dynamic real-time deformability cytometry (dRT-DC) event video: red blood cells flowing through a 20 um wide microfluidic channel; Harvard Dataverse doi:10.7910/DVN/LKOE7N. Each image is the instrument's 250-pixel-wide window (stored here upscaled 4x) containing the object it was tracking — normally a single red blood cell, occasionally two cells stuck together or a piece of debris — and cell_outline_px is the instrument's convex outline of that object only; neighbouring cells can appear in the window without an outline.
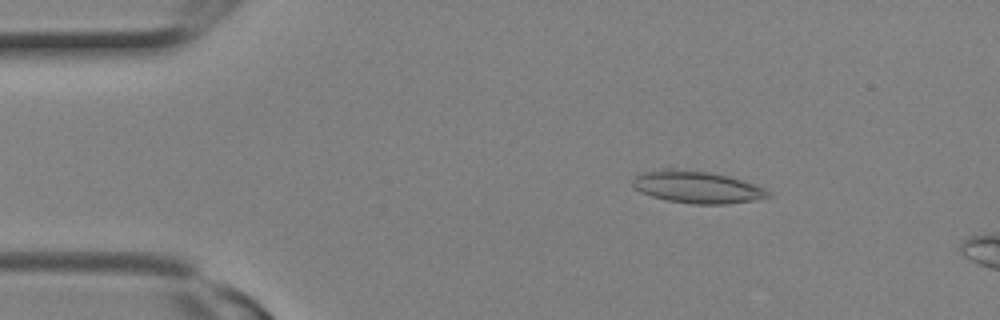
{"species": "Egyptian fruit bat (a non-hibernating species)", "species_latin": "Rousettus aegyptiacus", "temperature_condition": "room temperature", "stored_images_in_passage": 5, "camera_frame_rate_fps": 3000, "um_per_image_px": 0.085, "animal": {"sex": "female"}, "frame": {"image": 1, "passage_image": 2, "time_ms": 0.333, "image_size_px": [1000, 320], "cell_outline_px": [[772, 196], [752, 200], [724, 204], [692, 204], [668, 200], [652, 196], [640, 192], [632, 188], [632, 180], [640, 172], [660, 168], [672, 168], [708, 172], [728, 176], [764, 188]], "centroid_in_image_um": [59.15, 15.89], "position_along_channel_um": 25.9, "area_um2": 25.26}}